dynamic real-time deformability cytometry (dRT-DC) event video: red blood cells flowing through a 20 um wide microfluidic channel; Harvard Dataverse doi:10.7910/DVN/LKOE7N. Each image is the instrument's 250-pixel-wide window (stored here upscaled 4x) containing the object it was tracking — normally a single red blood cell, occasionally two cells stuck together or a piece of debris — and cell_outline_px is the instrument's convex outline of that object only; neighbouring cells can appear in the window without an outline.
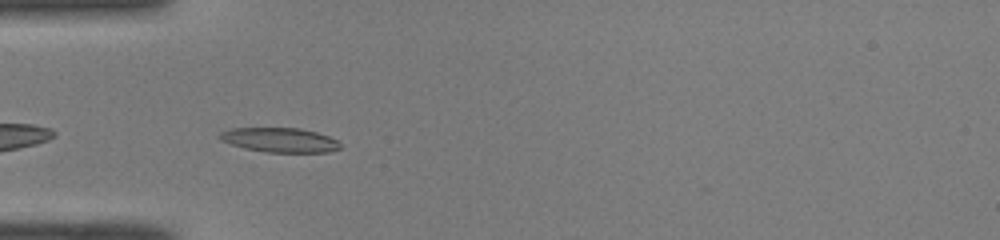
{"species": "common noctule bat (a hibernating species)", "species_latin": "Nyctalus noctula", "temperature_condition": "room temperature", "stored_images_in_passage": 27, "camera_frame_rate_fps": 3000, "um_per_image_px": 0.085, "animal": {"sex": "male", "body_mass_g": 19.0, "forearm_length_mm": 50.8}, "frame": {"image": 1, "passage_image": 2, "time_ms": 0.333, "image_size_px": [1000, 240], "cell_outline_px": [[340, 148], [328, 152], [268, 152], [244, 148], [220, 140], [216, 136], [220, 132], [232, 128], [300, 128], [316, 132], [328, 136], [336, 140], [340, 144]], "centroid_in_image_um": [23.75, 11.89], "position_along_channel_um": 61.3, "area_um2": 17.11}}
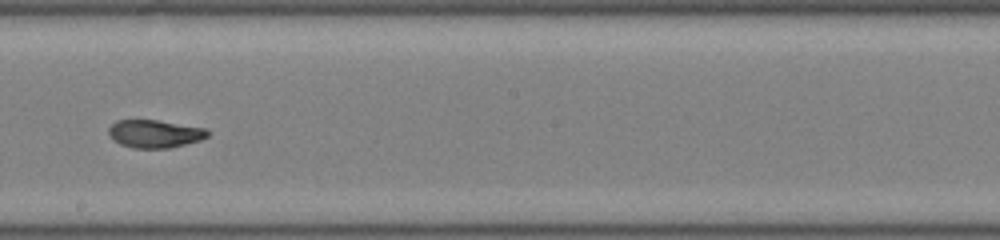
{"frame": {"image": 2, "passage_image": 15, "time_ms": 4.667, "image_size_px": [1000, 240], "cell_outline_px": [[208, 136], [200, 140], [168, 148], [132, 148], [120, 144], [112, 140], [108, 132], [108, 128], [116, 120], [156, 120], [208, 128]], "centroid_in_image_um": [13.13, 11.37], "position_along_channel_um": 235.1, "area_um2": 16.13}}
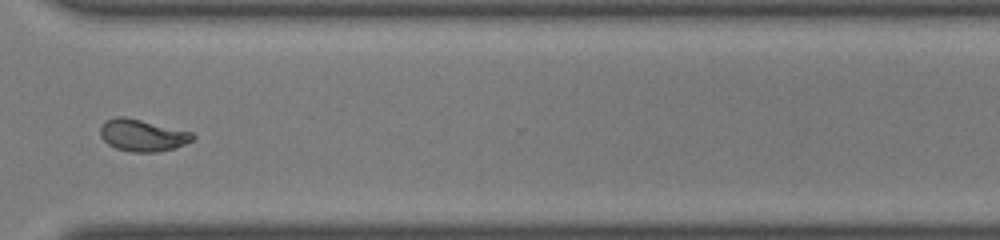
{"frame": {"image": 3, "passage_image": 24, "time_ms": 7.667, "image_size_px": [1000, 240], "cell_outline_px": [[196, 136], [192, 140], [176, 148], [156, 152], [132, 152], [116, 148], [108, 144], [100, 136], [100, 128], [104, 120], [116, 116], [124, 116], [192, 132]], "centroid_in_image_um": [12.09, 11.5], "position_along_channel_um": 358.5, "area_um2": 17.22}, "authors_computed_cell_mechanics": {"area_um2": 16.6464, "velocity_mm_per_s": 4.0854, "shape_relaxation_time_tau1_ms": null, "shape_relaxation_time_tau2_ms": 2.3869, "deformation_change_tau1": null, "deformation_change_tau2": 0.074}}